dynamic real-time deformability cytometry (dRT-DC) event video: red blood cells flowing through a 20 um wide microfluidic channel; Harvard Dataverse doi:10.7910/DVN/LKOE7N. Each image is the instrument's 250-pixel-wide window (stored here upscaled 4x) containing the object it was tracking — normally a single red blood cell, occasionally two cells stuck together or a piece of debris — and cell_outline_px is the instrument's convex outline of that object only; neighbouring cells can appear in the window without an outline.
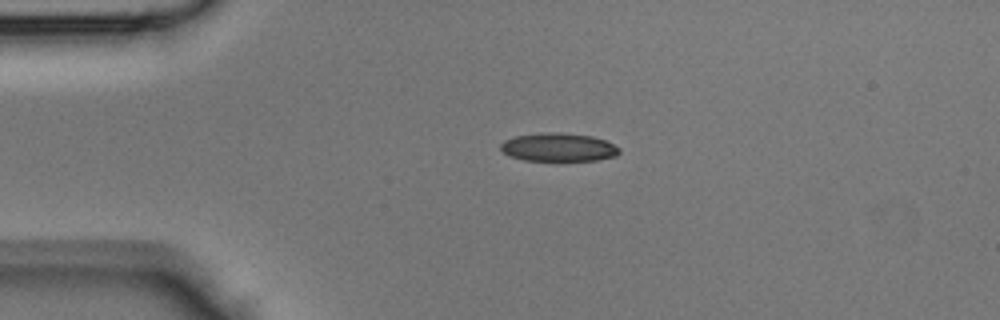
{"species": "Egyptian fruit bat (a non-hibernating species)", "species_latin": "Rousettus aegyptiacus", "temperature_condition": "room temperature", "stored_images_in_passage": 34, "camera_frame_rate_fps": 3000, "um_per_image_px": 0.085, "animal": {"sex": "male"}, "frame": {"image": 1, "passage_image": 1, "time_ms": 0.0, "image_size_px": [1000, 320], "cell_outline_px": [[620, 152], [616, 156], [596, 160], [524, 160], [508, 156], [500, 148], [500, 144], [504, 140], [516, 136], [540, 132], [560, 132], [592, 136], [604, 140], [620, 148]], "centroid_in_image_um": [47.45, 12.51], "position_along_channel_um": 37.6, "area_um2": 19.59}}
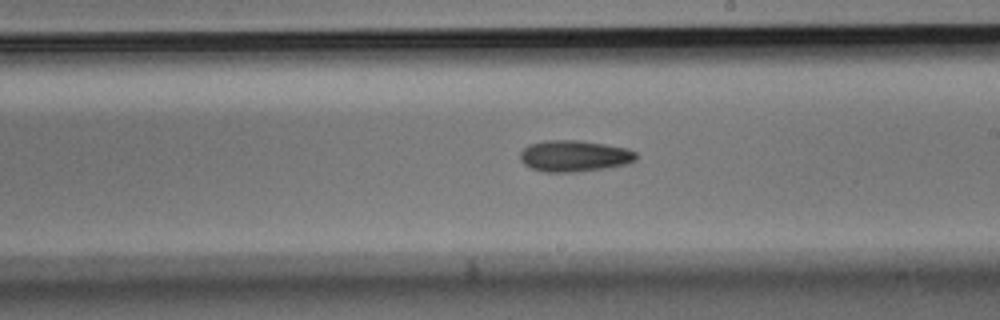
{"frame": {"image": 2, "passage_image": 16, "time_ms": 5.0, "image_size_px": [1000, 320], "cell_outline_px": [[636, 160], [628, 164], [604, 168], [576, 172], [544, 172], [532, 168], [524, 164], [520, 160], [520, 152], [528, 144], [544, 140], [580, 140], [628, 148], [636, 152]], "centroid_in_image_um": [48.81, 13.25], "position_along_channel_um": 240.2, "area_um2": 21.33}}
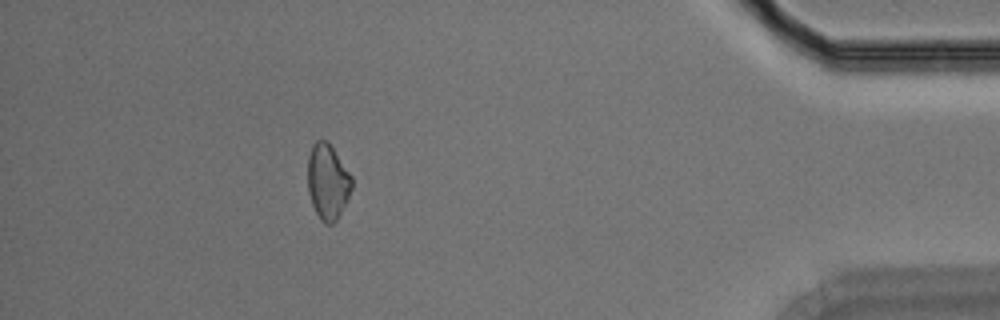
{"frame": {"image": 3, "passage_image": 30, "time_ms": 9.667, "image_size_px": [1000, 320], "cell_outline_px": [[352, 188], [336, 220], [332, 224], [324, 224], [320, 220], [312, 204], [308, 192], [308, 156], [312, 144], [316, 140], [324, 140], [332, 148], [352, 176]], "centroid_in_image_um": [27.83, 15.45], "position_along_channel_um": 407.4, "area_um2": 19.07}}